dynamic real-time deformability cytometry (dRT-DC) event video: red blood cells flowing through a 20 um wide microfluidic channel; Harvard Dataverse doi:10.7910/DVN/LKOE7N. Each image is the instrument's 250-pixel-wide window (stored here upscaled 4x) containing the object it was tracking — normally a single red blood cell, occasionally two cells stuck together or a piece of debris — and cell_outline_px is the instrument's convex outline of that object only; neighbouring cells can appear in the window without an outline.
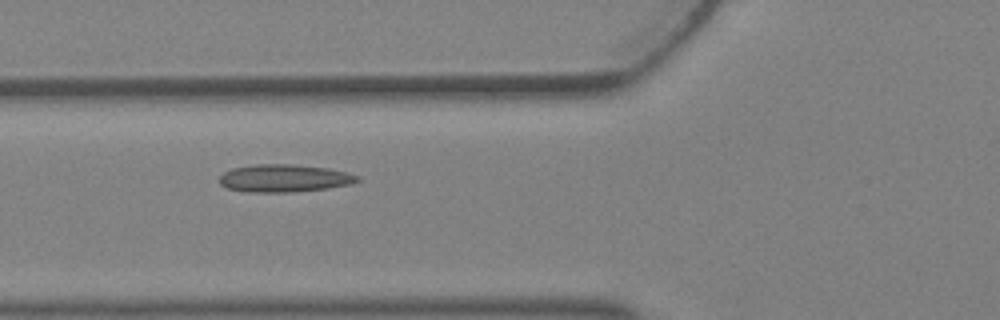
{"species": "Egyptian fruit bat (a non-hibernating species)", "species_latin": "Rousettus aegyptiacus", "temperature_condition": "warm", "stored_images_in_passage": 2, "camera_frame_rate_fps": 3000, "um_per_image_px": 0.085, "animal": {"sex": "female"}, "frame": {"image": 1, "passage_image": 2, "time_ms": 0.333, "image_size_px": [1000, 320], "cell_outline_px": [[360, 180], [352, 184], [328, 188], [292, 192], [248, 192], [228, 188], [220, 184], [220, 176], [224, 172], [232, 168], [256, 164], [292, 164], [328, 168], [348, 172], [360, 176]], "centroid_in_image_um": [24.19, 15.15], "position_along_channel_um": 101.6, "area_um2": 22.31}}